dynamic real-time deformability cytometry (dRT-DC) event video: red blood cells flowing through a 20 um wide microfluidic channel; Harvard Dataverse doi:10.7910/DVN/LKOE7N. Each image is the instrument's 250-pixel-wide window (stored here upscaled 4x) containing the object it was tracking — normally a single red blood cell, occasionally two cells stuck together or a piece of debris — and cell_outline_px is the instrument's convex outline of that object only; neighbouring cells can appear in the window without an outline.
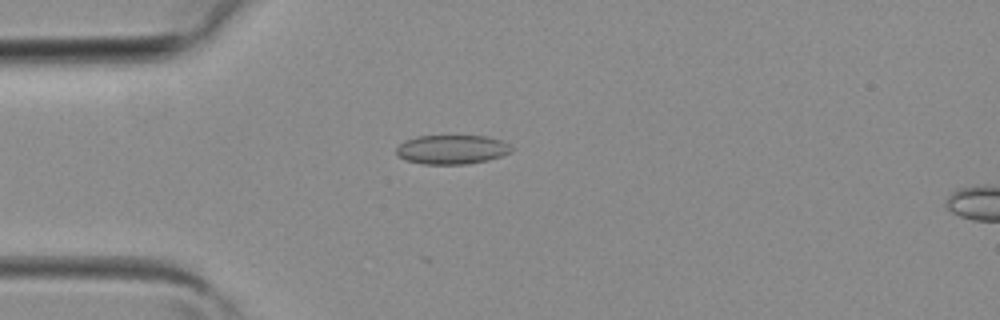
{"species": "common noctule bat (a hibernating species)", "species_latin": "Nyctalus noctula", "temperature_condition": "room temperature", "stored_images_in_passage": 2, "camera_frame_rate_fps": 3000, "um_per_image_px": 0.085, "animal": {"sex": "female", "body_mass_g": 19.3, "forearm_length_mm": 54.1}, "frame": {"image": 1, "passage_image": 2, "time_ms": 0.333, "image_size_px": [1000, 320], "cell_outline_px": [[512, 152], [488, 160], [468, 164], [424, 164], [404, 160], [396, 152], [396, 148], [404, 140], [416, 136], [488, 136], [500, 140], [508, 144], [512, 148]], "centroid_in_image_um": [38.4, 12.71], "position_along_channel_um": 46.6, "area_um2": 19.59}}